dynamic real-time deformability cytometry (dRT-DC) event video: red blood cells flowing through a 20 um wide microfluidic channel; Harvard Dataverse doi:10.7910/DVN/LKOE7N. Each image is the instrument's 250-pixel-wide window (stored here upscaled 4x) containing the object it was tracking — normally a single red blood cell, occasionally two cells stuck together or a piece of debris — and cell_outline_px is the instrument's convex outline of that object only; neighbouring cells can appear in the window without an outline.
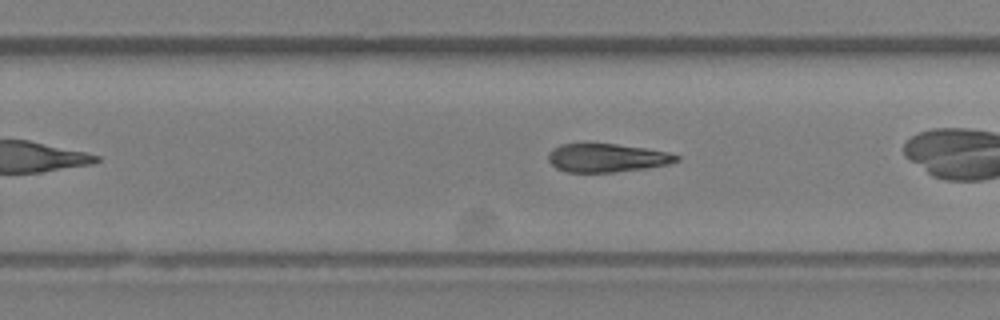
{"species": "Egyptian fruit bat (a non-hibernating species)", "species_latin": "Rousettus aegyptiacus", "temperature_condition": "room temperature", "stored_images_in_passage": 36, "camera_frame_rate_fps": 3000, "um_per_image_px": 0.085, "animal": {"sex": "female"}, "frame": {"image": 1, "passage_image": 16, "time_ms": 5.0, "image_size_px": [1000, 320], "cell_outline_px": [[680, 160], [668, 164], [644, 168], [612, 172], [564, 172], [556, 168], [548, 160], [548, 152], [552, 148], [560, 144], [584, 140], [616, 144], [644, 148], [668, 152], [680, 156]], "centroid_in_image_um": [51.49, 13.37], "position_along_channel_um": 278.3, "area_um2": 21.96}}